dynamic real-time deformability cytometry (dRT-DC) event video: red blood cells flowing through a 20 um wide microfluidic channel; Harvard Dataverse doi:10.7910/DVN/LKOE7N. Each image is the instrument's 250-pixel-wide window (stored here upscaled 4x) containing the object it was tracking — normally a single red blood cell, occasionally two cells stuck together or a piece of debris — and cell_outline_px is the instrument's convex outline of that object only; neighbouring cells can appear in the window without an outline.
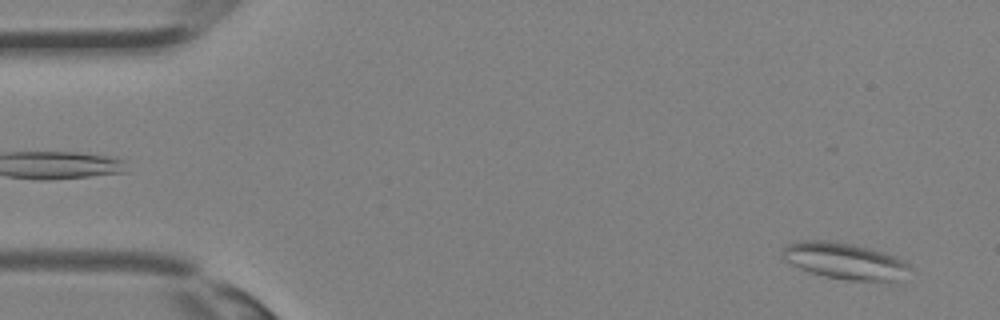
{"species": "Egyptian fruit bat (a non-hibernating species)", "species_latin": "Rousettus aegyptiacus", "temperature_condition": "room temperature", "stored_images_in_passage": 10, "camera_frame_rate_fps": 3000, "um_per_image_px": 0.085, "animal": {"sex": "female"}, "frame": {"image": 1, "passage_image": 2, "time_ms": 0.333, "image_size_px": [1000, 320], "cell_outline_px": [[912, 268], [900, 284], [892, 284], [844, 280], [824, 276], [800, 268], [784, 260], [780, 252], [788, 244], [800, 240], [836, 240], [868, 248], [892, 256], [908, 264]], "centroid_in_image_um": [71.88, 22.23], "position_along_channel_um": 13.1, "area_um2": 27.8}}